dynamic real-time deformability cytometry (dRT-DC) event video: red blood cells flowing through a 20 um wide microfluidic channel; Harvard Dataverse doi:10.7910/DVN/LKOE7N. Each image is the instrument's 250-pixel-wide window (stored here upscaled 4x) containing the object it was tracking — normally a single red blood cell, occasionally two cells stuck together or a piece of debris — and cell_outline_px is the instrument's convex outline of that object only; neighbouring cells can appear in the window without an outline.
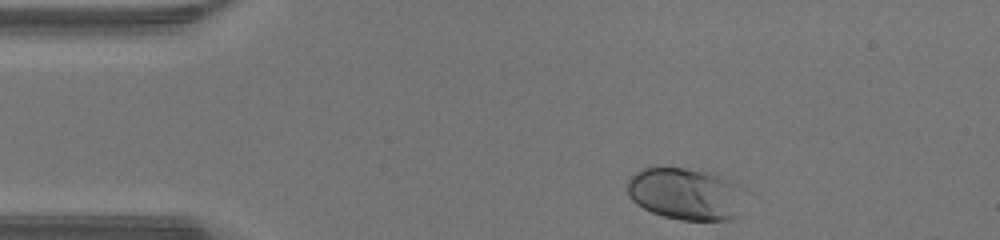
{"species": "human", "species_latin": "Homo sapiens", "temperature_condition": "warm", "stored_images_in_passage": 32, "camera_frame_rate_fps": 3000, "um_per_image_px": 0.085, "donor": {"sex": "male"}, "frame": {"image": 1, "passage_image": 1, "time_ms": 0.0, "image_size_px": [1000, 240], "cell_outline_px": [[752, 192], [736, 216], [728, 220], [680, 220], [664, 216], [652, 212], [636, 204], [628, 196], [628, 180], [640, 168], [684, 168], [716, 172], [748, 188]], "centroid_in_image_um": [58.43, 16.46], "position_along_channel_um": 26.6, "area_um2": 36.93}}
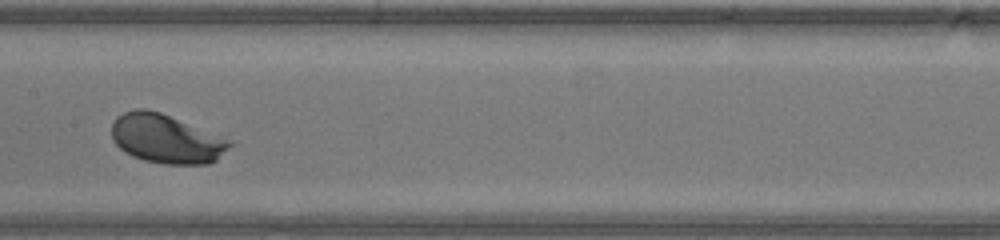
{"frame": {"image": 2, "passage_image": 17, "time_ms": 5.333, "image_size_px": [1000, 240], "cell_outline_px": [[236, 140], [216, 160], [208, 164], [164, 164], [144, 160], [132, 156], [124, 152], [112, 140], [112, 120], [116, 116], [124, 112], [136, 108], [148, 108], [160, 112]], "centroid_in_image_um": [14.14, 11.78], "position_along_channel_um": 193.3, "area_um2": 34.22}}
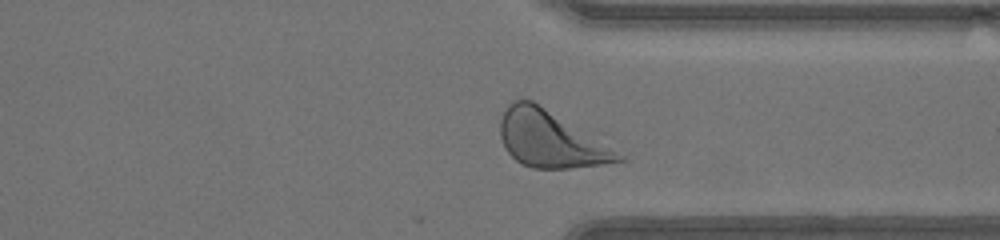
{"frame": {"image": 3, "passage_image": 29, "time_ms": 9.333, "image_size_px": [1000, 240], "cell_outline_px": [[624, 160], [600, 164], [568, 168], [532, 168], [516, 160], [504, 148], [500, 136], [500, 120], [508, 104], [516, 100], [532, 100], [624, 156]], "centroid_in_image_um": [46.7, 11.84], "position_along_channel_um": 364.7, "area_um2": 37.57}, "authors_computed_cell_mechanics": {"area_um2": 33.9864, "velocity_mm_per_s": 4.3104, "shape_relaxation_time_tau1_ms": 1.1037, "shape_relaxation_time_tau2_ms": 8.7123, "deformation_change_tau1": 0.1208, "deformation_change_tau2": 0.2422}}